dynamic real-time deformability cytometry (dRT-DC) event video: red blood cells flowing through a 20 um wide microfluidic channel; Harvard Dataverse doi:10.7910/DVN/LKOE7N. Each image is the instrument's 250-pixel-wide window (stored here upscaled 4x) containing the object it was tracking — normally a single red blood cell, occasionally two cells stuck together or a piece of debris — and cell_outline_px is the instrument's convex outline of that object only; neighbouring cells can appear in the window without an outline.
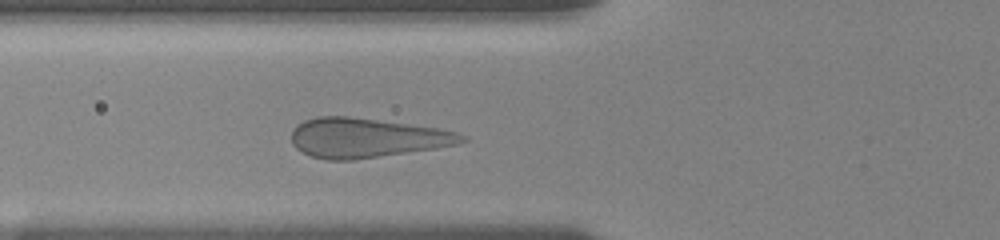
{"species": "human", "species_latin": "Homo sapiens", "temperature_condition": "room temperature", "stored_images_in_passage": 6, "camera_frame_rate_fps": 3000, "um_per_image_px": 0.085, "donor": {"sex": "female"}, "frame": {"image": 1, "passage_image": 6, "time_ms": 3.667, "image_size_px": [1000, 240], "cell_outline_px": [[468, 140], [456, 144], [436, 148], [352, 160], [328, 160], [312, 156], [296, 148], [292, 144], [292, 128], [296, 124], [304, 120], [316, 116], [348, 116], [408, 124], [436, 128], [456, 132], [468, 136]], "centroid_in_image_um": [31.12, 11.71], "position_along_channel_um": 94.7, "area_um2": 39.02}}